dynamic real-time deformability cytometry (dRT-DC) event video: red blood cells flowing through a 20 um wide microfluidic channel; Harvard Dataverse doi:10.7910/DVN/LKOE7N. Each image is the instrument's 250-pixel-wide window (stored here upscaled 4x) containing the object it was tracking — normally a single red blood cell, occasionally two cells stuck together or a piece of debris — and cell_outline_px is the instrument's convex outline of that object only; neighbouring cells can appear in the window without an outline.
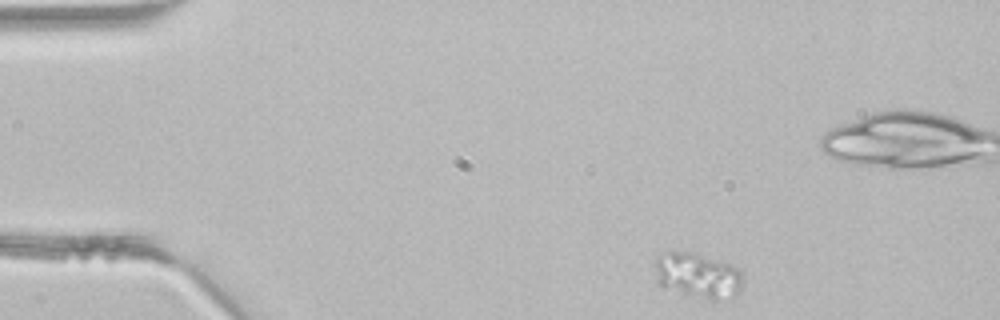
{"species": "common noctule bat (a hibernating species)", "species_latin": "Nyctalus noctula", "temperature_condition": "room temperature", "stored_images_in_passage": 3, "camera_frame_rate_fps": 3000, "um_per_image_px": 0.085, "animal": {"sex": "male", "body_mass_g": 21.5, "forearm_length_mm": 52.0}, "frame": {"image": 1, "passage_image": 1, "time_ms": 0.0, "image_size_px": [1000, 320], "cell_outline_px": [[744, 284], [740, 292], [736, 296], [716, 300], [708, 300], [664, 288], [660, 284], [656, 268], [656, 260], [660, 256], [668, 252], [692, 252], [732, 264], [740, 268], [744, 276]], "centroid_in_image_um": [59.43, 23.44], "position_along_channel_um": 25.6, "area_um2": 23.29}}